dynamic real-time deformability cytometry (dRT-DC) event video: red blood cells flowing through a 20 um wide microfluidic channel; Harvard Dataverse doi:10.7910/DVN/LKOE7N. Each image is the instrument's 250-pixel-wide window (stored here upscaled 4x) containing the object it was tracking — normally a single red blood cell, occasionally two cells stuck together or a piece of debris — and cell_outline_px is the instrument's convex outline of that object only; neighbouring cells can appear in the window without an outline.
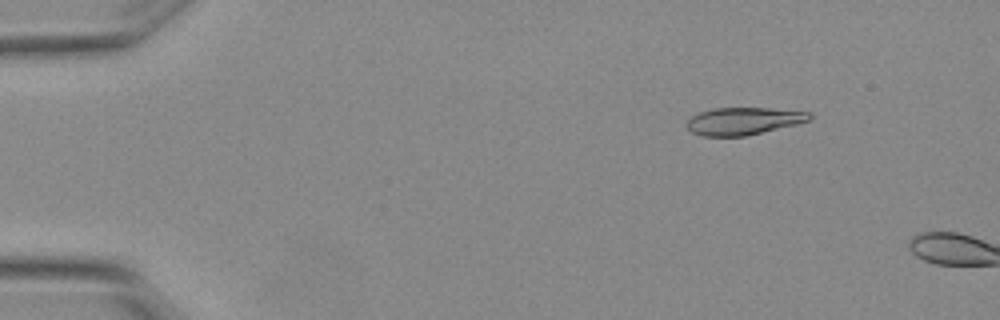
{"species": "Egyptian fruit bat (a non-hibernating species)", "species_latin": "Rousettus aegyptiacus", "temperature_condition": "warm", "stored_images_in_passage": 3, "camera_frame_rate_fps": 3000, "um_per_image_px": 0.085, "animal": {"sex": "female"}, "frame": {"image": 1, "passage_image": 2, "time_ms": 0.333, "image_size_px": [1000, 320], "cell_outline_px": [[812, 116], [808, 120], [796, 124], [744, 136], [704, 136], [692, 132], [684, 124], [692, 116], [700, 112], [716, 108], [768, 108], [812, 112]], "centroid_in_image_um": [63.18, 10.28], "position_along_channel_um": 21.8, "area_um2": 19.36}}